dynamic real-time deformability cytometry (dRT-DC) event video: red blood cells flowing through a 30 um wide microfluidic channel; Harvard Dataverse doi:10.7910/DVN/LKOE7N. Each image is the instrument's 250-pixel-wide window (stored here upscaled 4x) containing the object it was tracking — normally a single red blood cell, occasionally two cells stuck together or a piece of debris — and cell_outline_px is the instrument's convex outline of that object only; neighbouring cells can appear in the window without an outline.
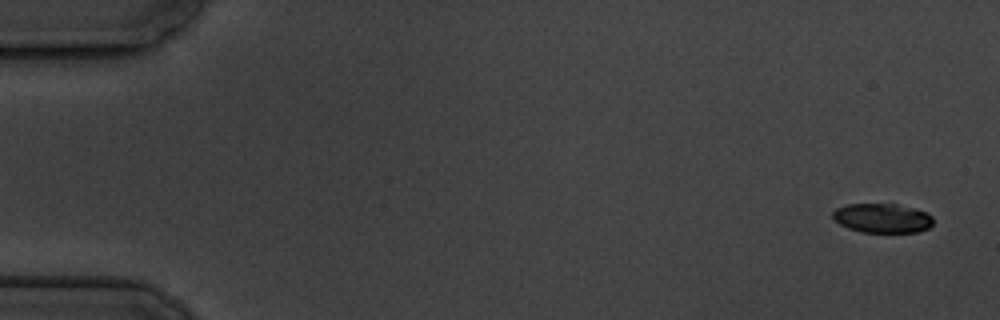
{"species": "common noctule bat (a hibernating species)", "species_latin": "Nyctalus noctula", "temperature_condition": "cold", "stored_images_in_passage": 6, "camera_frame_rate_fps": 3000, "um_per_image_px": 0.085, "animal": {"sex": "male", "body_mass_g": 19.5, "forearm_length_mm": 54.6}, "frame": {"image": 1, "passage_image": 1, "time_ms": 0.0, "image_size_px": [1000, 320], "cell_outline_px": [[932, 224], [928, 228], [920, 232], [860, 232], [848, 228], [840, 224], [832, 216], [832, 212], [836, 208], [848, 204], [896, 204], [916, 208], [928, 212], [932, 216]], "centroid_in_image_um": [75.02, 18.54], "position_along_channel_um": 10.0, "area_um2": 17.28}}
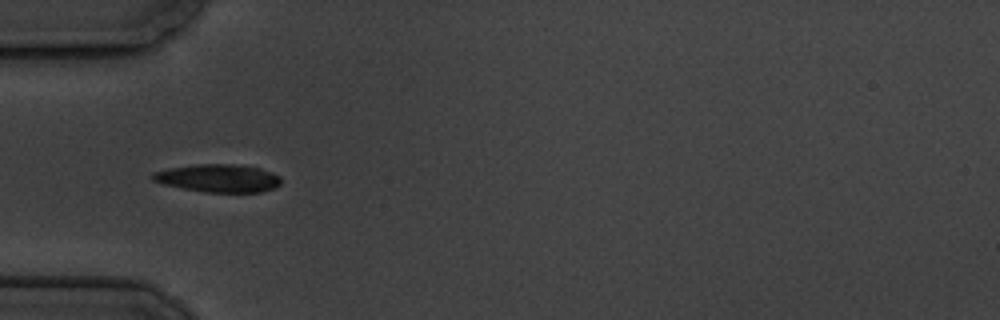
{"frame": {"image": 2, "passage_image": 5, "time_ms": 5.667, "image_size_px": [1000, 320], "cell_outline_px": [[280, 184], [276, 188], [260, 192], [204, 192], [164, 184], [152, 180], [152, 172], [168, 168], [196, 164], [232, 164], [260, 168], [280, 176]], "centroid_in_image_um": [18.56, 15.14], "position_along_channel_um": 66.4, "area_um2": 20.81}}